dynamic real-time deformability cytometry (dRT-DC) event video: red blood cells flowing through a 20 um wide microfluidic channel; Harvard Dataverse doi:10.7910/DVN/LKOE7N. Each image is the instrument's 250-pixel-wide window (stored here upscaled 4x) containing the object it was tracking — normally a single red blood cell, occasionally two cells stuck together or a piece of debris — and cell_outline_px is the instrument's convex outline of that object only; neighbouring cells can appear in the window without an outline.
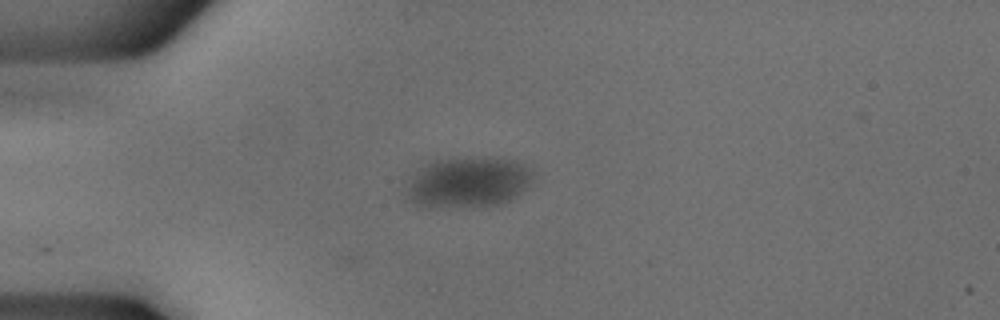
{"species": "common noctule bat (a hibernating species)", "species_latin": "Nyctalus noctula", "temperature_condition": "cold", "stored_images_in_passage": 40, "camera_frame_rate_fps": 3000, "um_per_image_px": 0.085, "animal": {"sex": "male", "body_mass_g": 18.8}, "frame": {"image": 1, "passage_image": 1, "time_ms": 0.0, "image_size_px": [1000, 320], "cell_outline_px": [[532, 180], [516, 196], [504, 204], [472, 208], [420, 208], [404, 200], [408, 184], [416, 172], [428, 164], [436, 160], [512, 160], [532, 168]], "centroid_in_image_um": [39.72, 15.61], "position_along_channel_um": 45.3, "area_um2": 37.11}}
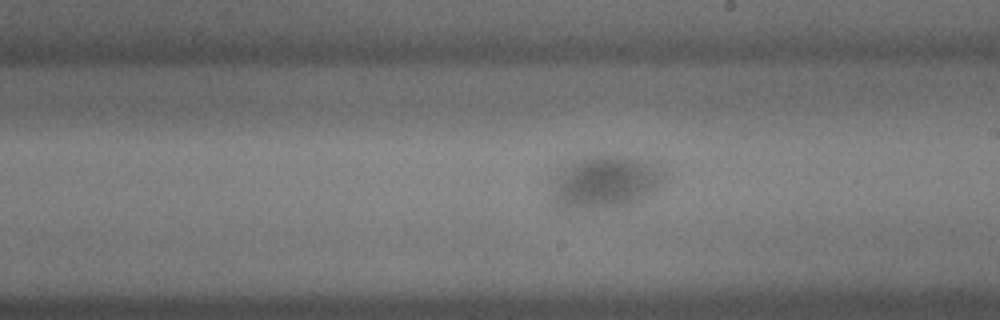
{"frame": {"image": 2, "passage_image": 18, "time_ms": 5.667, "image_size_px": [1000, 320], "cell_outline_px": [[664, 184], [640, 200], [632, 204], [600, 208], [564, 208], [556, 204], [552, 200], [552, 196], [556, 172], [564, 164], [580, 156], [640, 156], [664, 168]], "centroid_in_image_um": [51.48, 15.43], "position_along_channel_um": 237.5, "area_um2": 35.2}}
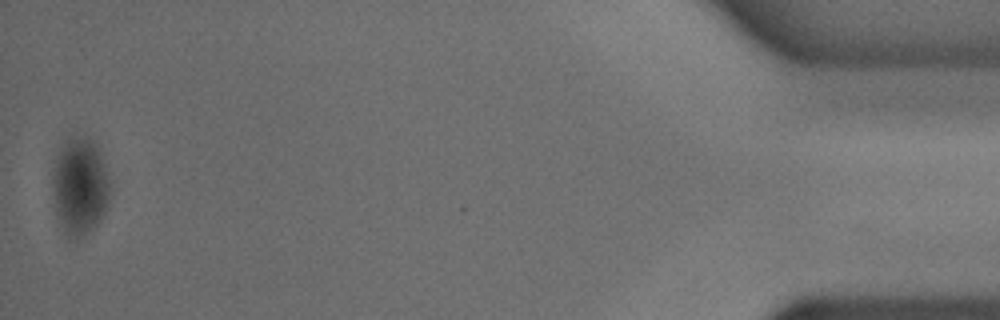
{"frame": {"image": 3, "passage_image": 40, "time_ms": 13.0, "image_size_px": [1000, 320], "cell_outline_px": [[112, 192], [108, 204], [100, 220], [84, 236], [72, 240], [68, 240], [56, 216], [52, 184], [52, 172], [56, 152], [64, 140], [68, 136], [88, 136], [96, 144], [100, 152], [112, 188]], "centroid_in_image_um": [6.77, 15.81], "position_along_channel_um": 428.4, "area_um2": 33.58}}